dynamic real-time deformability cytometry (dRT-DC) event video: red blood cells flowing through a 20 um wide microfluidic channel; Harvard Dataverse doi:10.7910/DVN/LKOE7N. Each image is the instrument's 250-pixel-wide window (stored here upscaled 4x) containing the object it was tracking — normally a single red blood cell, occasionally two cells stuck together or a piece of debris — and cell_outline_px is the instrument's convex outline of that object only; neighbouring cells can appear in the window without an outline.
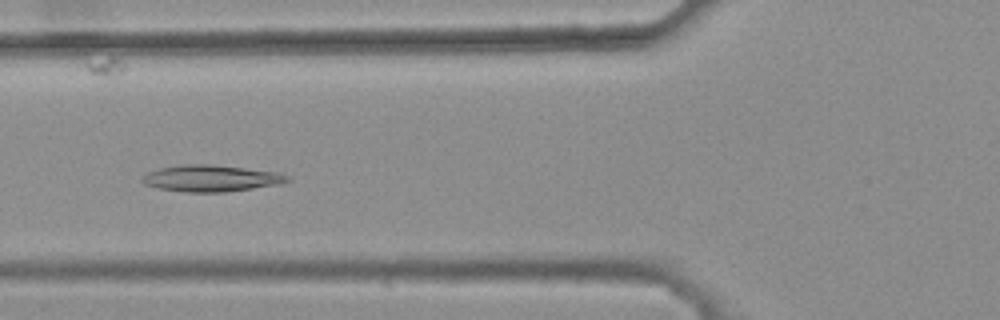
{"species": "common noctule bat (a hibernating species)", "species_latin": "Nyctalus noctula", "temperature_condition": "warm", "stored_images_in_passage": 35, "camera_frame_rate_fps": 3000, "um_per_image_px": 0.085, "animal": {"sex": "female", "body_mass_g": 25.1}, "frame": {"image": 1, "passage_image": 11, "time_ms": 3.333, "image_size_px": [1000, 320], "cell_outline_px": [[292, 180], [280, 184], [224, 192], [184, 192], [160, 188], [144, 184], [140, 180], [148, 172], [160, 168], [180, 164], [212, 164], [280, 172], [288, 176]], "centroid_in_image_um": [17.96, 15.15], "position_along_channel_um": 107.8, "area_um2": 22.48}}
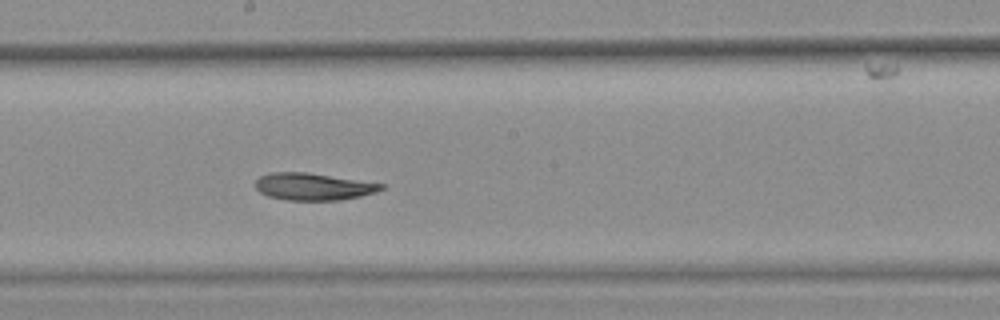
{"frame": {"image": 2, "passage_image": 20, "time_ms": 6.333, "image_size_px": [1000, 320], "cell_outline_px": [[384, 188], [376, 192], [360, 196], [340, 200], [288, 200], [268, 196], [260, 192], [256, 188], [256, 180], [260, 176], [272, 172], [308, 172], [384, 184]], "centroid_in_image_um": [26.62, 15.86], "position_along_channel_um": 221.6, "area_um2": 19.77}}
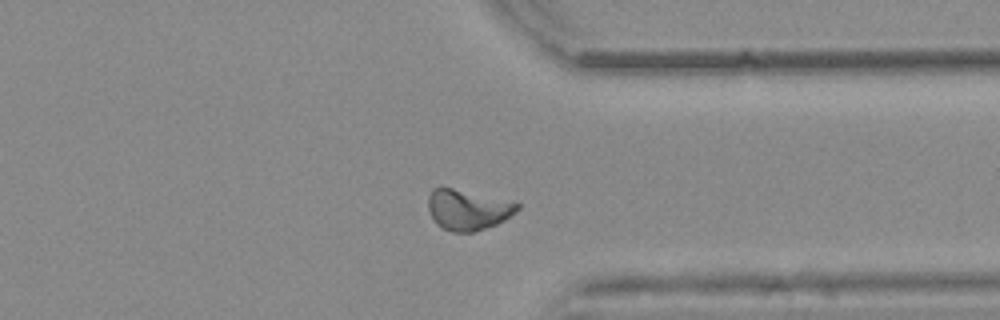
{"frame": {"image": 3, "passage_image": 32, "time_ms": 10.333, "image_size_px": [1000, 320], "cell_outline_px": [[520, 208], [516, 212], [504, 220], [496, 224], [472, 232], [452, 232], [436, 224], [428, 208], [428, 196], [432, 188], [452, 188], [520, 204]], "centroid_in_image_um": [39.73, 17.84], "position_along_channel_um": 371.7, "area_um2": 20.52}, "authors_computed_cell_mechanics": {"area_um2": 20.8658, "velocity_mm_per_s": 3.795, "shape_relaxation_time_tau1_ms": null, "shape_relaxation_time_tau2_ms": 9.0016, "deformation_change_tau1": null, "deformation_change_tau2": 0.1424}}